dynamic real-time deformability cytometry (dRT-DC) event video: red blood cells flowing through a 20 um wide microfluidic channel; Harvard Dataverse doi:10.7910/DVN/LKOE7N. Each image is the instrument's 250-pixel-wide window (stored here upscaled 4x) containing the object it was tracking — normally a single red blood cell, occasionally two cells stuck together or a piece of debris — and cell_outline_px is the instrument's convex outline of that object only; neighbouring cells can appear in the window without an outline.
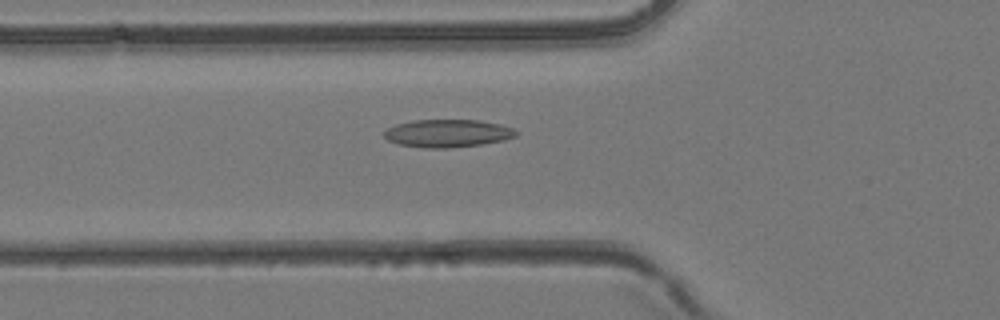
{"species": "common noctule bat (a hibernating species)", "species_latin": "Nyctalus noctula", "temperature_condition": "room temperature", "stored_images_in_passage": 44, "camera_frame_rate_fps": 3000, "um_per_image_px": 0.085, "animal": {"sex": "female", "body_mass_g": 24.6, "forearm_length_mm": 56.2}, "frame": {"image": 1, "passage_image": 16, "time_ms": 5.0, "image_size_px": [1000, 320], "cell_outline_px": [[520, 132], [516, 136], [504, 140], [480, 144], [448, 148], [424, 148], [400, 144], [388, 140], [384, 136], [384, 132], [388, 128], [396, 124], [412, 120], [480, 120], [500, 124], [512, 128]], "centroid_in_image_um": [38.06, 11.32], "position_along_channel_um": 87.7, "area_um2": 21.33}}
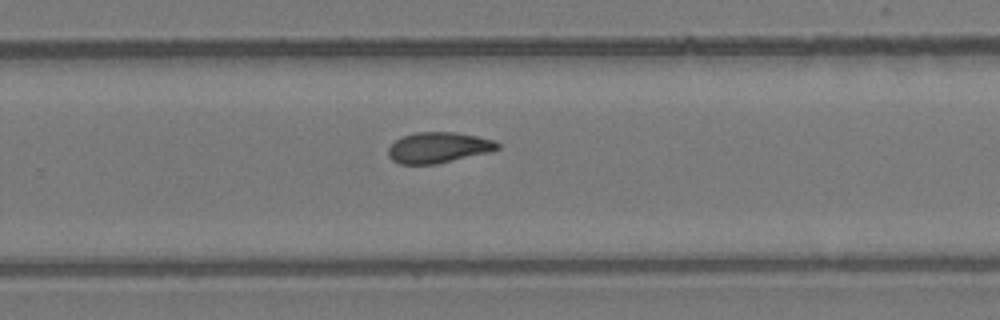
{"frame": {"image": 2, "passage_image": 29, "time_ms": 9.333, "image_size_px": [1000, 320], "cell_outline_px": [[500, 148], [488, 152], [436, 164], [400, 164], [392, 160], [388, 156], [388, 148], [400, 136], [416, 132], [456, 132], [496, 140], [500, 144]], "centroid_in_image_um": [37.25, 12.53], "position_along_channel_um": 292.6, "area_um2": 19.59}}
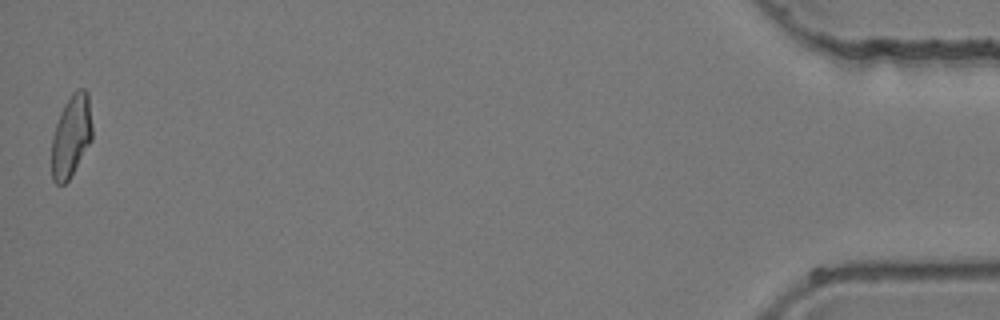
{"frame": {"image": 3, "passage_image": 44, "time_ms": 14.333, "image_size_px": [1000, 320], "cell_outline_px": [[92, 140], [68, 180], [64, 184], [56, 184], [52, 180], [52, 136], [60, 112], [64, 104], [72, 92], [76, 88], [84, 88], [88, 92], [92, 128]], "centroid_in_image_um": [6.05, 11.52], "position_along_channel_um": 429.1, "area_um2": 19.48}}